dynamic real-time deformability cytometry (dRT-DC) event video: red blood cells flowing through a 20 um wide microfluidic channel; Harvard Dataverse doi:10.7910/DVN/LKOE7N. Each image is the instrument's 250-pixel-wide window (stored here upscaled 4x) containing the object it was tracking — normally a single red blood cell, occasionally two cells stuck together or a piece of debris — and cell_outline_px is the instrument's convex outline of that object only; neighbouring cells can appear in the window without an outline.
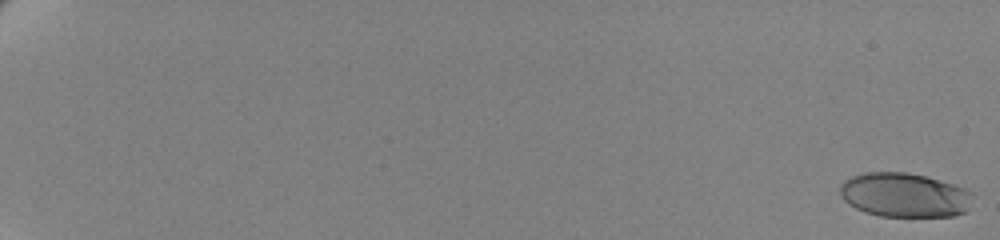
{"species": "human", "species_latin": "Homo sapiens", "temperature_condition": "cold", "stored_images_in_passage": 24, "camera_frame_rate_fps": 3000, "um_per_image_px": 0.085, "donor": {"sex": "female"}, "frame": {"image": 1, "passage_image": 1, "time_ms": 0.0, "image_size_px": [1000, 240], "cell_outline_px": [[972, 192], [968, 208], [964, 212], [956, 216], [880, 216], [856, 208], [848, 204], [840, 196], [840, 184], [844, 180], [852, 176], [868, 172], [908, 172], [924, 176], [952, 184], [964, 188]], "centroid_in_image_um": [76.85, 16.57], "position_along_channel_um": 8.2, "area_um2": 34.04}}
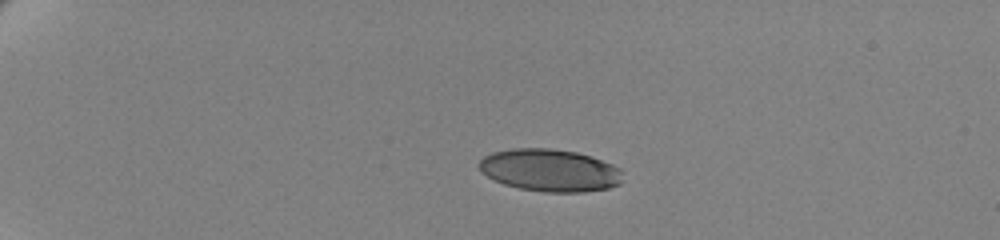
{"frame": {"image": 2, "passage_image": 17, "time_ms": 5.333, "image_size_px": [1000, 240], "cell_outline_px": [[620, 184], [608, 188], [584, 192], [544, 192], [520, 188], [504, 184], [488, 176], [480, 168], [480, 160], [484, 156], [492, 152], [512, 148], [548, 148], [576, 152], [612, 164], [620, 168]], "centroid_in_image_um": [46.73, 14.47], "position_along_channel_um": 38.3, "area_um2": 35.08}}